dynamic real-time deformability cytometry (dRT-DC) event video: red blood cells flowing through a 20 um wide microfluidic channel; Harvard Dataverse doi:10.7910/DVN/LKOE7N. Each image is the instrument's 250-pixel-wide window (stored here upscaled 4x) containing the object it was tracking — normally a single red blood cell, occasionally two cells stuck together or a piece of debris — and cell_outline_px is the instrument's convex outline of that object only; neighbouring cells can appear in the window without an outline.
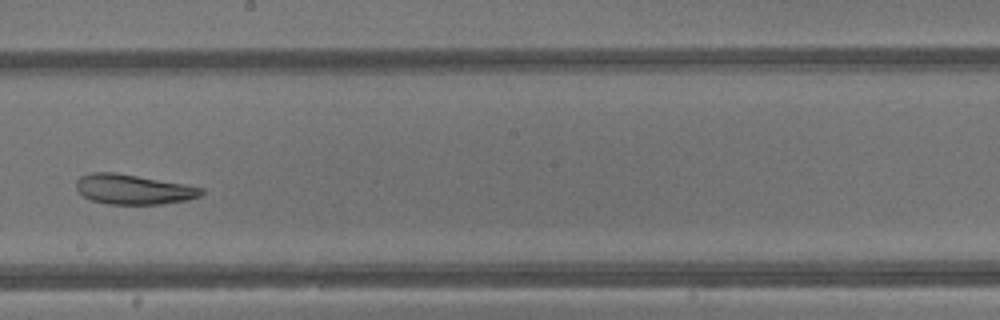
{"species": "common noctule bat (a hibernating species)", "species_latin": "Nyctalus noctula", "temperature_condition": "warm", "stored_images_in_passage": 33, "camera_frame_rate_fps": 3000, "um_per_image_px": 0.085, "animal": {"sex": "male", "body_mass_g": 13.3}, "frame": {"image": 1, "passage_image": 15, "time_ms": 4.667, "image_size_px": [1000, 320], "cell_outline_px": [[204, 192], [200, 196], [188, 200], [160, 204], [108, 204], [92, 200], [84, 196], [76, 188], [76, 180], [80, 176], [92, 172], [112, 172], [184, 184], [204, 188]], "centroid_in_image_um": [11.33, 16.1], "position_along_channel_um": 236.9, "area_um2": 21.62}}
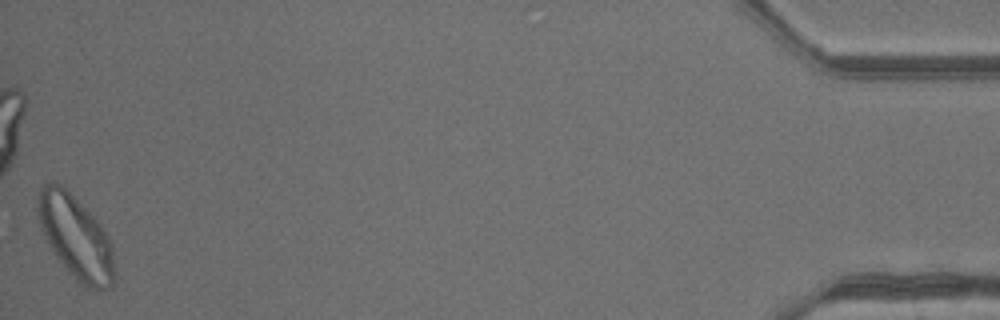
{"frame": {"image": 2, "passage_image": 33, "time_ms": 10.667, "image_size_px": [1000, 320], "cell_outline_px": [[116, 280], [108, 288], [88, 288], [80, 284], [64, 268], [48, 244], [40, 228], [36, 216], [36, 200], [40, 188], [44, 184], [60, 184], [100, 224], [108, 236], [112, 244], [116, 272]], "centroid_in_image_um": [6.43, 20.2], "position_along_channel_um": 428.8, "area_um2": 37.22}, "authors_computed_cell_mechanics": {"area_um2": 24.6228, "velocity_mm_per_s": 4.8309, "shape_relaxation_time_tau1_ms": null, "shape_relaxation_time_tau2_ms": 2.9962, "deformation_change_tau1": null, "deformation_change_tau2": 0.1159}}